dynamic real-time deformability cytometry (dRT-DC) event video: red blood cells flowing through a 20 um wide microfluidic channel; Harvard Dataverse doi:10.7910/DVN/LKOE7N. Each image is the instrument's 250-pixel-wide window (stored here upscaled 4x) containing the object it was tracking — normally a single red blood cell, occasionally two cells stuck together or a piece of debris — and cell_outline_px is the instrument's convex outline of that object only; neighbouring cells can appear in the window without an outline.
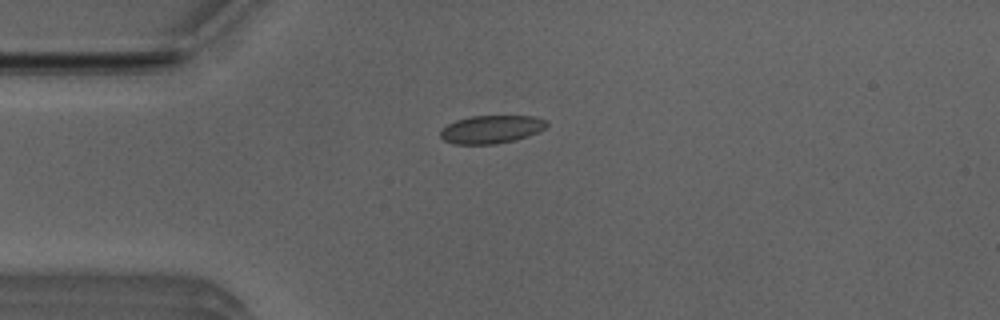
{"species": "Egyptian fruit bat (a non-hibernating species)", "species_latin": "Rousettus aegyptiacus", "temperature_condition": "room temperature", "stored_images_in_passage": 41, "camera_frame_rate_fps": 3000, "um_per_image_px": 0.085, "animal": {"sex": "male"}, "frame": {"image": 1, "passage_image": 2, "time_ms": 0.333, "image_size_px": [1000, 320], "cell_outline_px": [[548, 124], [544, 128], [528, 136], [516, 140], [496, 144], [452, 144], [444, 140], [440, 136], [440, 132], [448, 124], [456, 120], [468, 116], [532, 116], [548, 120]], "centroid_in_image_um": [41.76, 10.99], "position_along_channel_um": 43.2, "area_um2": 17.4}}
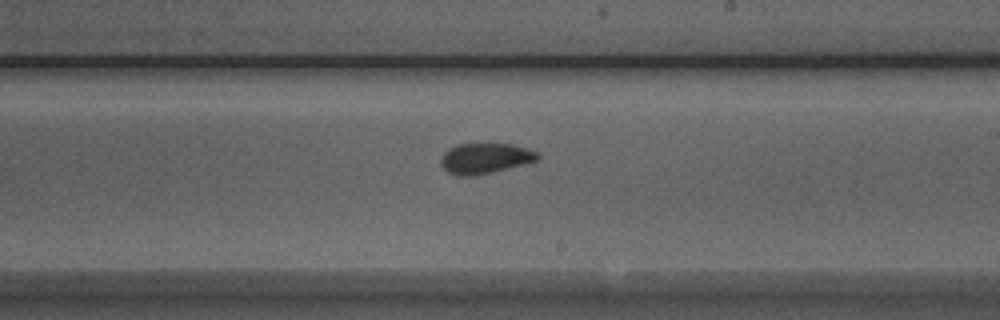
{"frame": {"image": 2, "passage_image": 19, "time_ms": 6.0, "image_size_px": [1000, 320], "cell_outline_px": [[540, 156], [536, 160], [492, 172], [472, 176], [456, 176], [448, 172], [440, 164], [440, 160], [444, 152], [448, 148], [456, 144], [512, 144], [528, 148], [536, 152]], "centroid_in_image_um": [41.18, 13.45], "position_along_channel_um": 247.8, "area_um2": 17.05}}
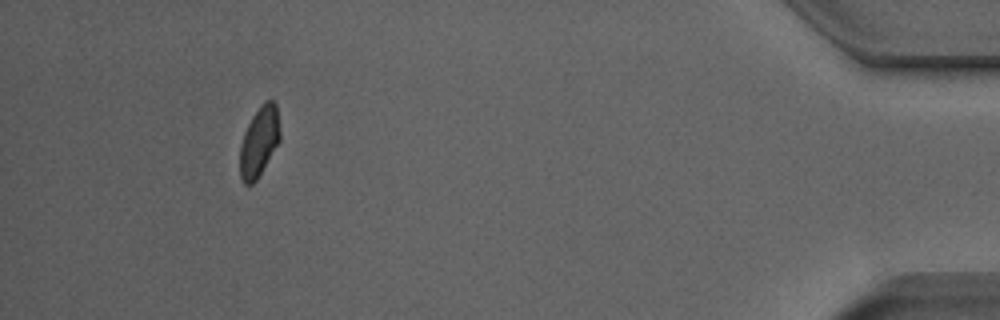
{"frame": {"image": 3, "passage_image": 37, "time_ms": 12.0, "image_size_px": [1000, 320], "cell_outline_px": [[280, 140], [256, 180], [252, 184], [244, 184], [240, 176], [240, 144], [244, 132], [252, 116], [260, 104], [264, 100], [272, 100], [276, 104], [280, 132]], "centroid_in_image_um": [22.02, 12.01], "position_along_channel_um": 413.2, "area_um2": 16.24}, "authors_computed_cell_mechanics": {"area_um2": 17.051, "velocity_mm_per_s": 3.933, "shape_relaxation_time_tau1_ms": 5.9816, "shape_relaxation_time_tau2_ms": 1.0717, "deformation_change_tau1": 0.1044, "deformation_change_tau2": 0.0489}}